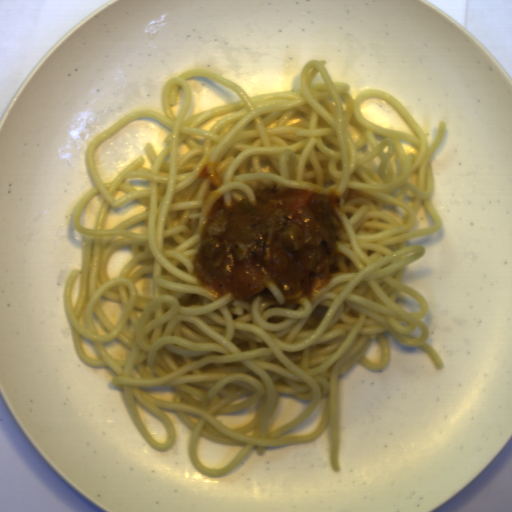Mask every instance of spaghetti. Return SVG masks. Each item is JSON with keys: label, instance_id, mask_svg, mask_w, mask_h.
I'll list each match as a JSON object with an SVG mask.
<instances>
[{"label": "spaghetti", "instance_id": "spaghetti-1", "mask_svg": "<svg viewBox=\"0 0 512 512\" xmlns=\"http://www.w3.org/2000/svg\"><path fill=\"white\" fill-rule=\"evenodd\" d=\"M325 59H311L299 74L300 90L250 96L236 82L205 69H185L161 87L157 109H133L93 138L86 161L94 187L75 204L72 226L83 235L80 269L64 281L63 307L82 362L109 368L111 383L144 440L166 451L176 427L165 412L175 410L192 433L187 452L204 476H222L257 446L311 443L327 429L329 467L341 472L340 377L360 363L389 365L385 333L408 349L421 348L438 370L445 362L427 341L422 320L430 306L402 283L407 264L426 248L408 240L439 232L444 221L431 201L435 178L431 158L446 134L438 120L434 142L393 95L333 80ZM388 102L416 134L384 128L362 117L361 103ZM147 116L170 128L159 154L151 143L114 180L103 183L94 161L102 141L130 121ZM337 191L346 230L337 242L345 252L329 286L283 306L257 297L251 305L231 294L213 298L195 280L191 262L209 206L226 199H253L255 181ZM104 201L95 228L80 224L82 209L96 195ZM148 207L104 229L110 208L132 201ZM129 246L134 256L110 278L108 259ZM123 305L117 325L101 299ZM130 349L114 359L103 346L113 340ZM377 340L380 363L363 354ZM282 396L311 400L294 419L268 434L267 420ZM326 398L321 421L308 434H285L303 423ZM252 419L228 428L216 416L241 412L258 400ZM168 430L166 444L143 425L136 403ZM285 434V435H283ZM200 436L219 445H240L224 467L197 458Z\"/></svg>", "mask_w": 512, "mask_h": 512}]
</instances>
